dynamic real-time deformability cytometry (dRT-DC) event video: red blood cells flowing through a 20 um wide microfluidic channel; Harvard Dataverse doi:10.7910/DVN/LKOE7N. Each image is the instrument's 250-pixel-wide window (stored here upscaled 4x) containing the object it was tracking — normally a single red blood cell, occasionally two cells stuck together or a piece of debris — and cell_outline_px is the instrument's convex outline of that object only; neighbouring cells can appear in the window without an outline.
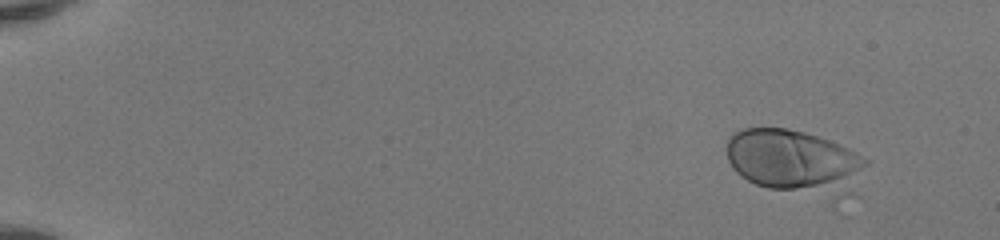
{"species": "human", "species_latin": "Homo sapiens", "temperature_condition": "room temperature", "stored_images_in_passage": 47, "camera_frame_rate_fps": 3000, "um_per_image_px": 0.085, "donor": {"sex": "female"}, "frame": {"image": 1, "passage_image": 1, "time_ms": 0.0, "image_size_px": [1000, 240], "cell_outline_px": [[872, 160], [860, 196], [832, 208], [768, 188], [756, 184], [748, 180], [736, 172], [732, 168], [728, 160], [724, 148], [724, 144], [732, 132], [744, 128], [784, 128], [804, 132], [828, 140], [848, 148]], "centroid_in_image_um": [67.84, 13.98], "position_along_channel_um": 17.2, "area_um2": 57.74}}
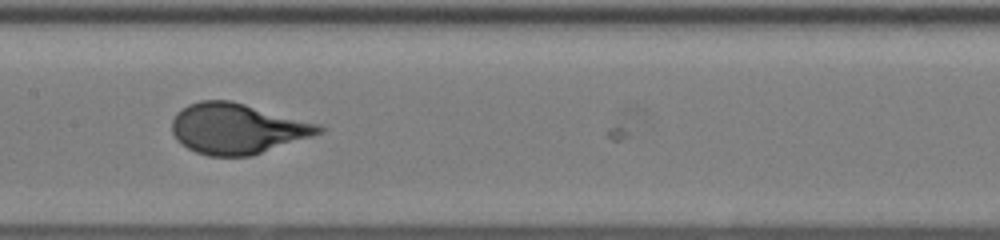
{"frame": {"image": 2, "passage_image": 24, "time_ms": 7.667, "image_size_px": [1000, 240], "cell_outline_px": [[324, 132], [252, 156], [208, 156], [196, 152], [180, 144], [176, 140], [172, 132], [172, 120], [176, 112], [188, 104], [200, 100], [232, 100], [320, 124], [324, 128]], "centroid_in_image_um": [20.14, 10.93], "position_along_channel_um": 187.3, "area_um2": 43.47}}
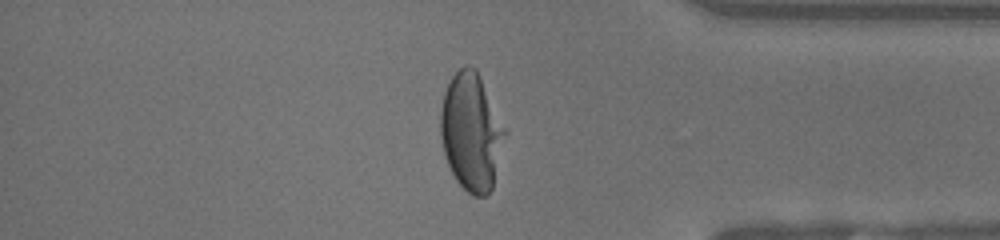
{"frame": {"image": 3, "passage_image": 40, "time_ms": 13.0, "image_size_px": [1000, 240], "cell_outline_px": [[508, 132], [492, 188], [484, 196], [472, 196], [456, 180], [444, 156], [440, 136], [440, 108], [444, 92], [452, 76], [464, 64], [472, 64], [476, 68]], "centroid_in_image_um": [40.07, 11.19], "position_along_channel_um": 395.1, "area_um2": 44.56}, "authors_computed_cell_mechanics": {"area_um2": 43.1766, "velocity_mm_per_s": 4.1475, "shape_relaxation_time_tau1_ms": 4.1429, "shape_relaxation_time_tau2_ms": null, "deformation_change_tau1": 0.2297, "deformation_change_tau2": null}}